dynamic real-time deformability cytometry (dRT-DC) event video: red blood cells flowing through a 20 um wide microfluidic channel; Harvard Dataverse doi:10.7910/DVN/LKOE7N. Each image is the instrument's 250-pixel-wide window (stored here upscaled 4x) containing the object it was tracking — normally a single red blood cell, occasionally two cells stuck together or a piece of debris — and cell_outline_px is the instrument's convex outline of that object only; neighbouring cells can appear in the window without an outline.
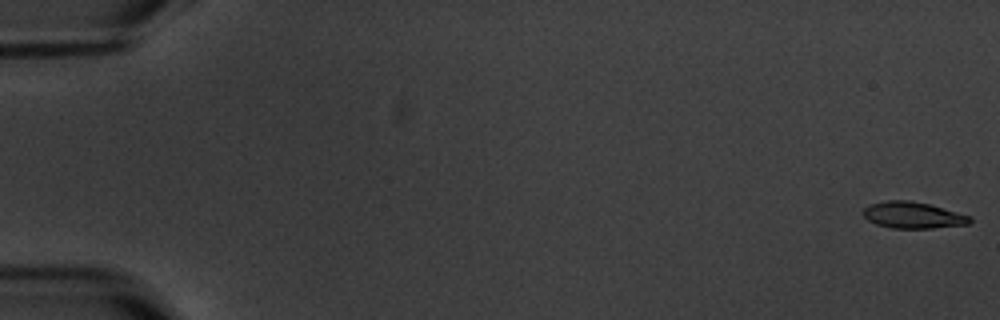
{"species": "common noctule bat (a hibernating species)", "species_latin": "Nyctalus noctula", "temperature_condition": "warm", "stored_images_in_passage": 5, "camera_frame_rate_fps": 3000, "um_per_image_px": 0.085, "animal": {"sex": "male", "body_mass_g": 20.1, "forearm_length_mm": 53.5}, "frame": {"image": 1, "passage_image": 1, "time_ms": 0.0, "image_size_px": [1000, 320], "cell_outline_px": [[972, 220], [968, 224], [932, 228], [892, 228], [876, 224], [868, 220], [860, 212], [868, 204], [888, 200], [908, 200], [928, 204], [972, 216]], "centroid_in_image_um": [77.56, 18.28], "position_along_channel_um": 7.4, "area_um2": 16.47}}
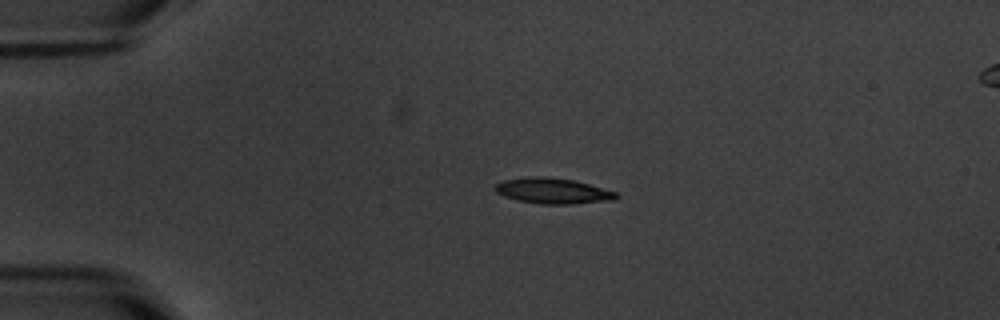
{"frame": {"image": 2, "passage_image": 4, "time_ms": 4.333, "image_size_px": [1000, 320], "cell_outline_px": [[620, 196], [612, 200], [572, 204], [540, 204], [516, 200], [504, 196], [496, 192], [496, 184], [504, 180], [528, 176], [548, 176], [572, 180], [588, 184], [616, 192]], "centroid_in_image_um": [46.97, 16.22], "position_along_channel_um": 38.0, "area_um2": 18.03}}